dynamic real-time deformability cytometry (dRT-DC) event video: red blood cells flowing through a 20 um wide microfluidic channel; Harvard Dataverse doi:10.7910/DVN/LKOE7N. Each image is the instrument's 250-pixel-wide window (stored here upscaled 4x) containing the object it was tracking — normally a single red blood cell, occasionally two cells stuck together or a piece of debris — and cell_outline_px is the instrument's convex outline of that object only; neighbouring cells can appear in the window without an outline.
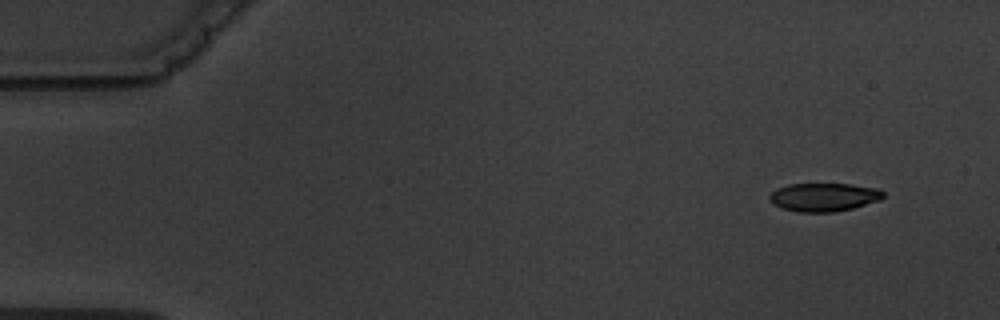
{"species": "common noctule bat (a hibernating species)", "species_latin": "Nyctalus noctula", "temperature_condition": "warm", "stored_images_in_passage": 9, "camera_frame_rate_fps": 3000, "um_per_image_px": 0.085, "animal": {"sex": "male", "body_mass_g": 19.5, "forearm_length_mm": 54.6}, "frame": {"image": 1, "passage_image": 1, "time_ms": 0.0, "image_size_px": [1000, 320], "cell_outline_px": [[884, 196], [880, 200], [852, 208], [832, 212], [796, 212], [780, 208], [772, 204], [768, 200], [768, 196], [776, 188], [788, 184], [852, 184], [880, 188], [884, 192]], "centroid_in_image_um": [70.0, 16.75], "position_along_channel_um": 15.0, "area_um2": 19.07}}
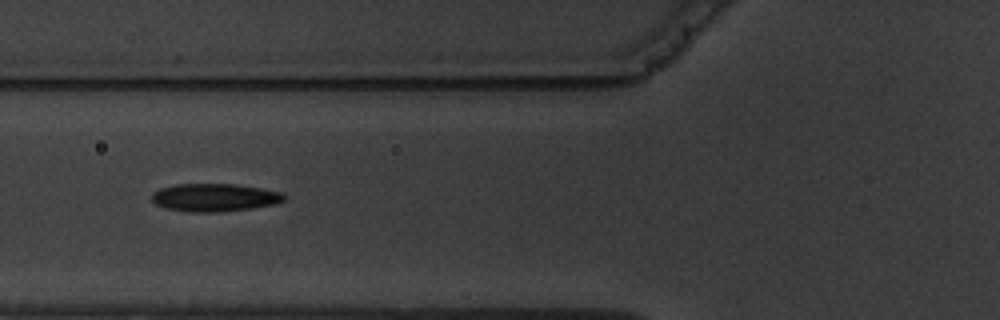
{"frame": {"image": 2, "passage_image": 6, "time_ms": 5.667, "image_size_px": [1000, 320], "cell_outline_px": [[284, 200], [276, 204], [252, 208], [220, 212], [188, 212], [164, 208], [156, 204], [152, 200], [152, 192], [160, 188], [176, 184], [236, 184], [260, 188], [280, 192], [284, 196]], "centroid_in_image_um": [18.2, 16.79], "position_along_channel_um": 107.6, "area_um2": 21.56}}